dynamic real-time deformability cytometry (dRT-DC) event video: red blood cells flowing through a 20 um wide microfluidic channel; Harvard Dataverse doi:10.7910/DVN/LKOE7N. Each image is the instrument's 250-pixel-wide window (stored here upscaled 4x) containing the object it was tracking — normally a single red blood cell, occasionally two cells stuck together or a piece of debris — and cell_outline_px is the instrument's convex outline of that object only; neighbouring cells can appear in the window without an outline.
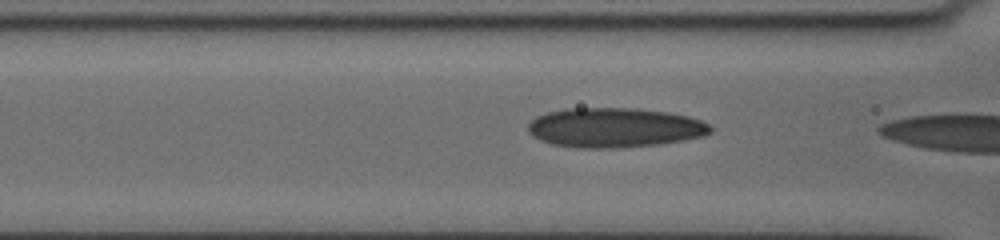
{"species": "human", "species_latin": "Homo sapiens", "temperature_condition": "cold", "stored_images_in_passage": 6, "camera_frame_rate_fps": 3000, "um_per_image_px": 0.085, "donor": {"sex": "female"}, "frame": {"image": 1, "passage_image": 4, "time_ms": 0.667, "image_size_px": [1000, 240], "cell_outline_px": [[712, 132], [704, 136], [684, 140], [656, 144], [616, 148], [584, 148], [552, 144], [540, 140], [532, 136], [528, 132], [528, 124], [536, 116], [548, 112], [564, 108], [632, 108], [668, 112], [688, 116], [700, 120], [708, 124], [712, 128]], "centroid_in_image_um": [52.22, 10.84], "position_along_channel_um": 114.4, "area_um2": 42.14}}